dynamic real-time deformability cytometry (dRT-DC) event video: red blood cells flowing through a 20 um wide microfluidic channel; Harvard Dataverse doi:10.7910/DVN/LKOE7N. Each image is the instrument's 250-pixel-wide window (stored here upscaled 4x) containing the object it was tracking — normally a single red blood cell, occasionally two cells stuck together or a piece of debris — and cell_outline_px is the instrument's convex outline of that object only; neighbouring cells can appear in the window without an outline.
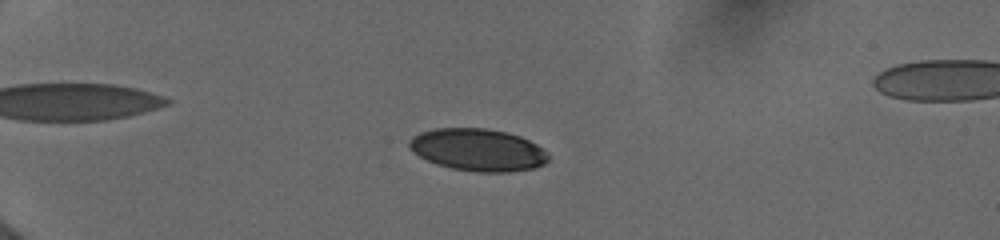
{"species": "human", "species_latin": "Homo sapiens", "temperature_condition": "cold", "stored_images_in_passage": 12, "camera_frame_rate_fps": 3000, "um_per_image_px": 0.085, "donor": {"sex": "female"}, "frame": {"image": 1, "passage_image": 7, "time_ms": 4.333, "image_size_px": [1000, 240], "cell_outline_px": [[548, 160], [544, 164], [536, 168], [508, 172], [476, 172], [452, 168], [436, 164], [412, 152], [408, 148], [408, 140], [412, 136], [420, 132], [436, 128], [484, 128], [508, 132], [520, 136], [544, 148], [548, 152]], "centroid_in_image_um": [40.62, 12.73], "position_along_channel_um": 44.4, "area_um2": 34.56}}
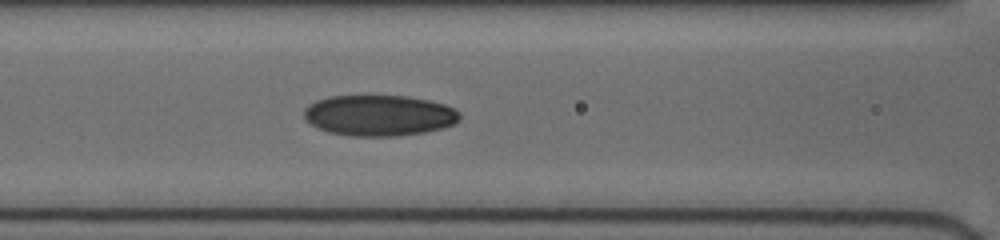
{"frame": {"image": 2, "passage_image": 12, "time_ms": 8.0, "image_size_px": [1000, 240], "cell_outline_px": [[460, 120], [456, 124], [424, 132], [396, 136], [348, 136], [328, 132], [316, 128], [304, 120], [304, 108], [308, 104], [316, 100], [328, 96], [408, 96], [428, 100], [444, 104], [460, 112]], "centroid_in_image_um": [32.18, 9.81], "position_along_channel_um": 134.4, "area_um2": 37.4}}